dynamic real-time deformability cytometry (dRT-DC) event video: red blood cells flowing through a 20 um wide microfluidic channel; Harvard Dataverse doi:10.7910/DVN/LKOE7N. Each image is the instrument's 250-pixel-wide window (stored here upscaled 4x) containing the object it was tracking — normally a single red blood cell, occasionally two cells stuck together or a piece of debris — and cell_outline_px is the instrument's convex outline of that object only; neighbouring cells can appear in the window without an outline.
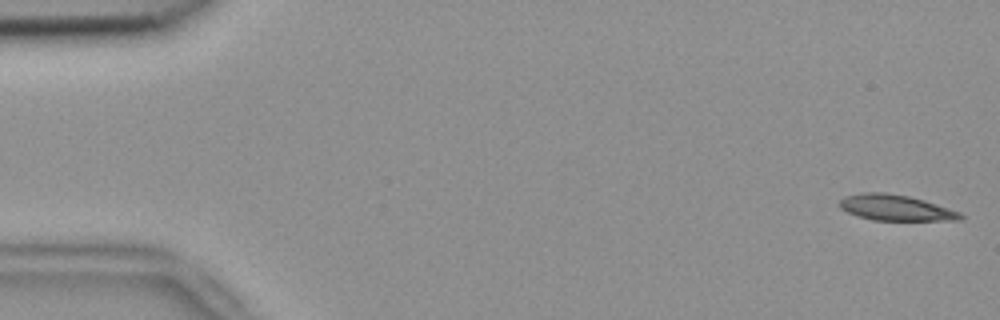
{"species": "common noctule bat (a hibernating species)", "species_latin": "Nyctalus noctula", "temperature_condition": "room temperature", "stored_images_in_passage": 53, "camera_frame_rate_fps": 3000, "um_per_image_px": 0.085, "animal": {"sex": "female", "body_mass_g": 18.4}, "frame": {"image": 1, "passage_image": 1, "time_ms": 0.0, "image_size_px": [1000, 320], "cell_outline_px": [[964, 216], [960, 220], [872, 220], [848, 212], [840, 208], [840, 200], [844, 196], [864, 192], [884, 192], [908, 196], [924, 200], [960, 212]], "centroid_in_image_um": [76.12, 17.65], "position_along_channel_um": 8.9, "area_um2": 17.98}}
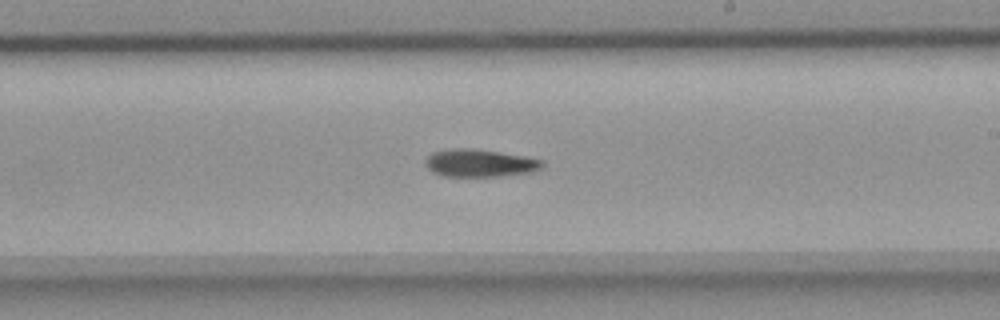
{"frame": {"image": 2, "passage_image": 31, "time_ms": 10.0, "image_size_px": [1000, 320], "cell_outline_px": [[544, 164], [540, 168], [532, 172], [500, 176], [444, 176], [432, 172], [424, 164], [424, 160], [432, 152], [452, 148], [476, 148], [524, 156], [544, 160]], "centroid_in_image_um": [40.76, 13.85], "position_along_channel_um": 248.2, "area_um2": 18.96}}
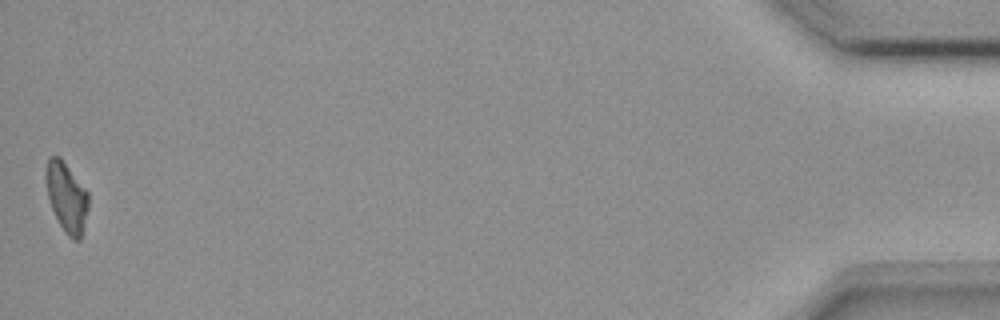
{"frame": {"image": 3, "passage_image": 53, "time_ms": 17.333, "image_size_px": [1000, 320], "cell_outline_px": [[88, 208], [80, 240], [72, 240], [64, 232], [52, 208], [48, 196], [44, 176], [48, 156], [60, 156], [88, 192]], "centroid_in_image_um": [5.64, 16.73], "position_along_channel_um": 429.6, "area_um2": 17.22}}